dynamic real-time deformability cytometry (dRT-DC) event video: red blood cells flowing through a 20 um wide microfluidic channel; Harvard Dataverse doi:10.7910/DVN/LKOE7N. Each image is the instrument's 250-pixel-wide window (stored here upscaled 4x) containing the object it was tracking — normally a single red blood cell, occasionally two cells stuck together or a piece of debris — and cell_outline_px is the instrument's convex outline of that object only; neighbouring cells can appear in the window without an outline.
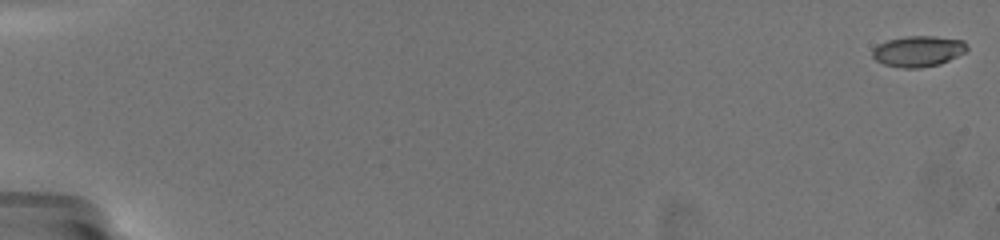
{"species": "common noctule bat (a hibernating species)", "species_latin": "Nyctalus noctula", "temperature_condition": "warm", "stored_images_in_passage": 25, "camera_frame_rate_fps": 3000, "um_per_image_px": 0.085, "animal": {"sex": "female", "body_mass_g": 19.5, "forearm_length_mm": 54.1}, "frame": {"image": 1, "passage_image": 1, "time_ms": 0.0, "image_size_px": [1000, 240], "cell_outline_px": [[968, 48], [964, 52], [940, 64], [920, 68], [904, 68], [884, 64], [876, 60], [872, 56], [872, 48], [888, 40], [904, 36], [936, 36], [964, 40], [968, 44]], "centroid_in_image_um": [78.05, 4.34], "position_along_channel_um": 6.9, "area_um2": 16.99}}
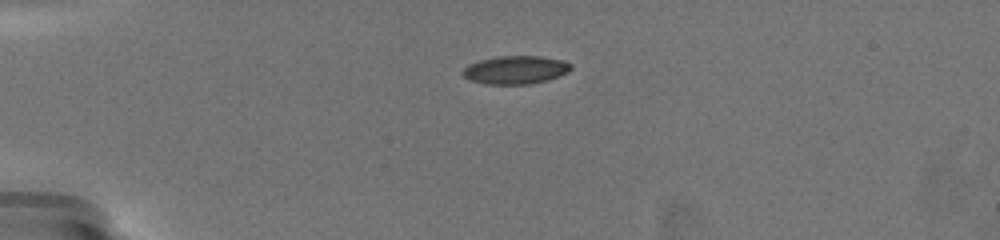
{"frame": {"image": 2, "passage_image": 16, "time_ms": 5.333, "image_size_px": [1000, 240], "cell_outline_px": [[572, 68], [568, 72], [544, 80], [528, 84], [484, 84], [472, 80], [464, 76], [460, 72], [468, 64], [480, 60], [496, 56], [544, 56], [564, 60], [572, 64]], "centroid_in_image_um": [43.81, 5.92], "position_along_channel_um": 41.2, "area_um2": 17.74}}
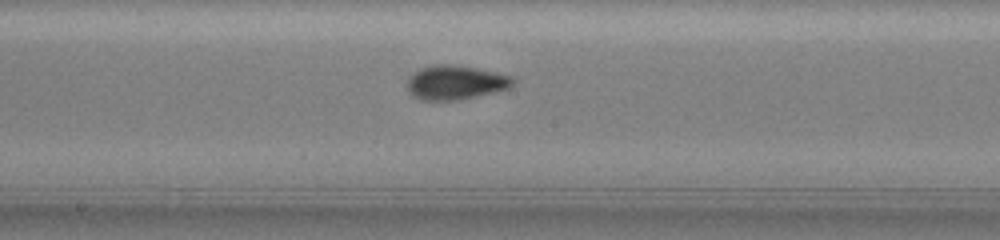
{"frame": {"image": 3, "passage_image": 25, "time_ms": 11.333, "image_size_px": [1000, 240], "cell_outline_px": [[512, 84], [508, 88], [460, 100], [420, 100], [412, 96], [408, 92], [408, 76], [412, 72], [420, 68], [440, 64], [452, 64], [476, 68], [508, 76], [512, 80]], "centroid_in_image_um": [38.61, 7.02], "position_along_channel_um": 209.6, "area_um2": 20.75}}